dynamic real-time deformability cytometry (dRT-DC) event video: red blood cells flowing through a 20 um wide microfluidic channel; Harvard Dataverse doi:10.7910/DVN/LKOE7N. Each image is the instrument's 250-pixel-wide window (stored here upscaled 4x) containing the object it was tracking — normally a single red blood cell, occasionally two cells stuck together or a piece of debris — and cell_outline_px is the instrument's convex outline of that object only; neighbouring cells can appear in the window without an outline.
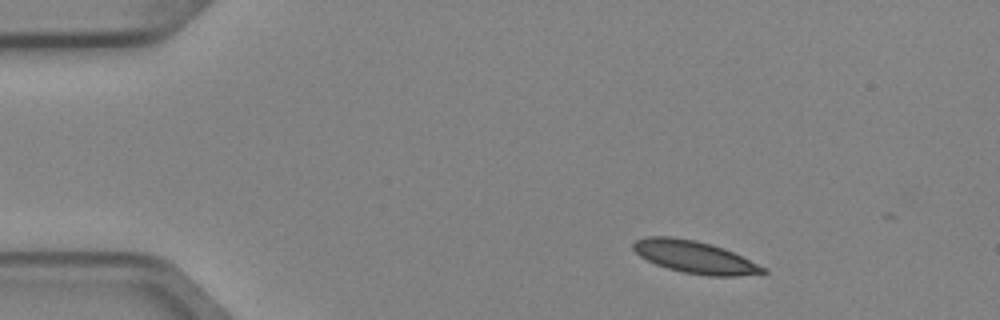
{"species": "Egyptian fruit bat (a non-hibernating species)", "species_latin": "Rousettus aegyptiacus", "temperature_condition": "cold", "stored_images_in_passage": 3, "camera_frame_rate_fps": 3000, "um_per_image_px": 0.085, "animal": {"sex": "female"}, "frame": {"image": 1, "passage_image": 1, "time_ms": 0.0, "image_size_px": [1000, 320], "cell_outline_px": [[768, 272], [764, 276], [708, 276], [684, 272], [668, 268], [656, 264], [640, 256], [632, 248], [632, 244], [636, 240], [644, 236], [672, 236], [696, 240], [712, 244], [724, 248], [768, 268]], "centroid_in_image_um": [59.14, 21.86], "position_along_channel_um": 25.9, "area_um2": 24.91}}